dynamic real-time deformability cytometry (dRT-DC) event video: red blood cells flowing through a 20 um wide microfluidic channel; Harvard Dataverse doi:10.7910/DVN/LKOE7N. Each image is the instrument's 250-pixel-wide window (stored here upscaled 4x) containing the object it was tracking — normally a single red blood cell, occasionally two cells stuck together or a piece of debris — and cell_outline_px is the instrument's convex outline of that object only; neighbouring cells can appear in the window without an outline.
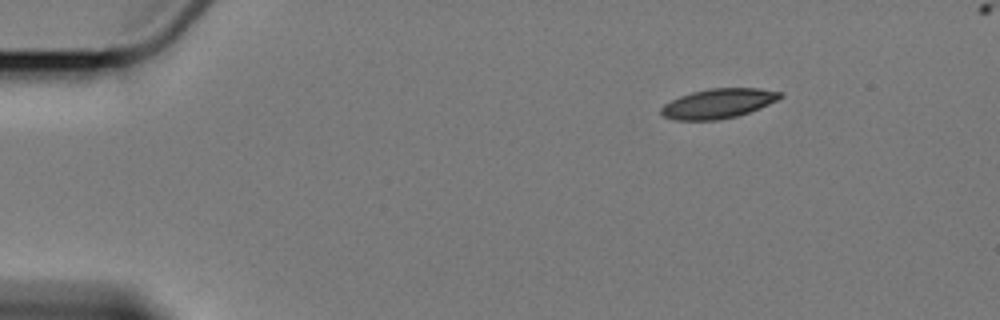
{"species": "Egyptian fruit bat (a non-hibernating species)", "species_latin": "Rousettus aegyptiacus", "temperature_condition": "cold", "stored_images_in_passage": 3, "camera_frame_rate_fps": 3000, "um_per_image_px": 0.085, "animal": {"sex": "female"}, "frame": {"image": 1, "passage_image": 1, "time_ms": 0.0, "image_size_px": [1000, 320], "cell_outline_px": [[784, 96], [760, 108], [736, 116], [720, 120], [676, 120], [664, 116], [660, 112], [660, 108], [664, 104], [680, 96], [692, 92], [708, 88], [760, 88], [784, 92]], "centroid_in_image_um": [61.07, 8.79], "position_along_channel_um": 23.9, "area_um2": 20.58}}
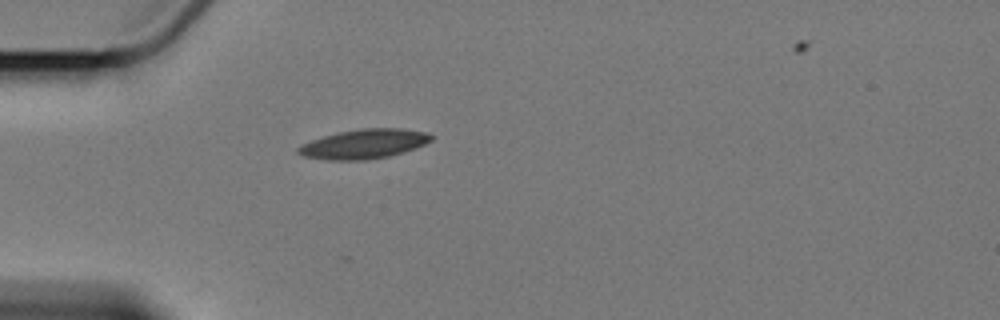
{"frame": {"image": 2, "passage_image": 3, "time_ms": 3.0, "image_size_px": [1000, 320], "cell_outline_px": [[436, 136], [432, 140], [416, 148], [404, 152], [388, 156], [364, 160], [328, 160], [304, 156], [296, 152], [296, 148], [300, 144], [324, 136], [340, 132], [360, 128], [404, 128], [428, 132]], "centroid_in_image_um": [30.98, 12.23], "position_along_channel_um": 54.0, "area_um2": 23.0}}